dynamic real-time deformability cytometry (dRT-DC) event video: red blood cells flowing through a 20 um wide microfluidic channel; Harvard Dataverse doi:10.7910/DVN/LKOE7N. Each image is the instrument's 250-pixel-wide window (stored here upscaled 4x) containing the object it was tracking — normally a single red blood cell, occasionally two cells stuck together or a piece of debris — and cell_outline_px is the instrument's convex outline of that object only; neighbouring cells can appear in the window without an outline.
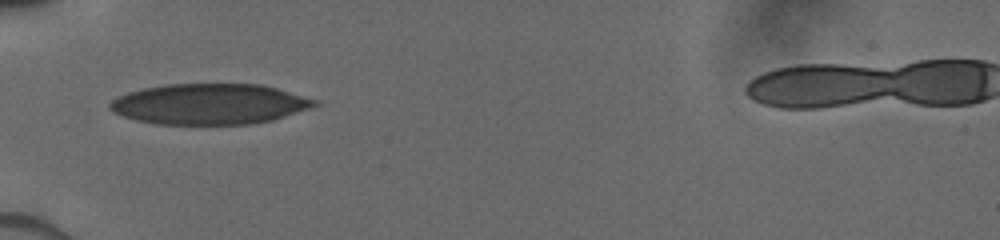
{"species": "human", "species_latin": "Homo sapiens", "temperature_condition": "cold", "stored_images_in_passage": 12, "camera_frame_rate_fps": 3000, "um_per_image_px": 0.085, "donor": {"sex": "male"}, "frame": {"image": 1, "passage_image": 1, "time_ms": 0.0, "image_size_px": [1000, 240], "cell_outline_px": [[320, 104], [312, 108], [272, 120], [252, 124], [156, 124], [136, 120], [112, 112], [108, 108], [108, 104], [112, 100], [128, 92], [144, 88], [168, 84], [260, 84], [276, 88], [316, 100]], "centroid_in_image_um": [17.8, 8.85], "position_along_channel_um": 67.2, "area_um2": 48.38}}
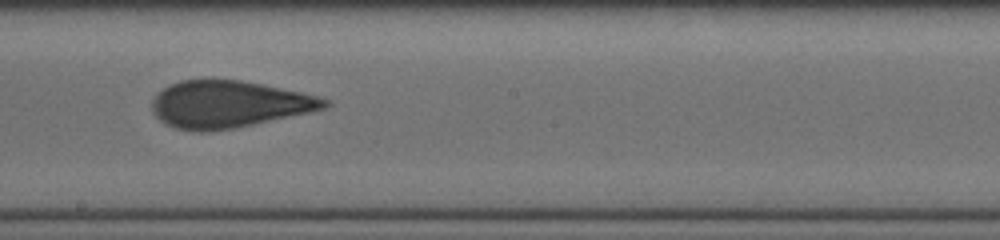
{"frame": {"image": 2, "passage_image": 5, "time_ms": 4.0, "image_size_px": [1000, 240], "cell_outline_px": [[332, 104], [324, 108], [312, 112], [236, 128], [208, 132], [196, 132], [172, 128], [164, 124], [152, 112], [152, 100], [164, 88], [180, 80], [240, 80], [320, 96], [332, 100]], "centroid_in_image_um": [19.47, 8.89], "position_along_channel_um": 228.7, "area_um2": 47.45}}
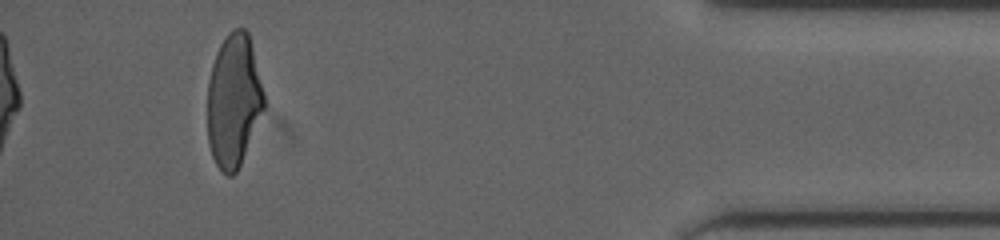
{"frame": {"image": 3, "passage_image": 11, "time_ms": 9.667, "image_size_px": [1000, 240], "cell_outline_px": [[264, 108], [240, 164], [236, 172], [232, 176], [228, 176], [216, 164], [212, 156], [208, 144], [208, 84], [212, 64], [216, 52], [220, 44], [228, 32], [232, 28], [244, 28], [248, 32], [264, 92]], "centroid_in_image_um": [19.85, 8.52], "position_along_channel_um": 415.4, "area_um2": 43.52}}